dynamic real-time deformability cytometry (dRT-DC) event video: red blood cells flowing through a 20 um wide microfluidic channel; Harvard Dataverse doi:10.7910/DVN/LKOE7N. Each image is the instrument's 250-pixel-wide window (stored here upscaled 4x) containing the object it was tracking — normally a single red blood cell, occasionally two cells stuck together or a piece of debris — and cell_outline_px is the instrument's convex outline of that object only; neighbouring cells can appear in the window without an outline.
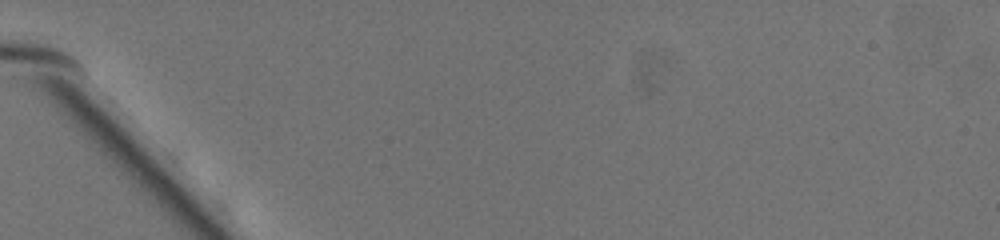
{"species": "common noctule bat (a hibernating species)", "species_latin": "Nyctalus noctula", "temperature_condition": "warm", "stored_images_in_passage": 2, "camera_frame_rate_fps": 3000, "um_per_image_px": 0.085, "animal": {"sex": "female", "body_mass_g": 19.5, "forearm_length_mm": 54.1}, "frame": {"image": 1, "passage_image": 1, "time_ms": 0.0, "image_size_px": [1000, 240], "cell_outline_px": [[288, 140], [280, 152], [252, 140], [244, 128], [236, 112], [232, 100], [240, 88], [248, 92], [288, 136]], "centroid_in_image_um": [21.98, 10.37], "position_along_channel_um": 63.0, "area_um2": 12.14}}